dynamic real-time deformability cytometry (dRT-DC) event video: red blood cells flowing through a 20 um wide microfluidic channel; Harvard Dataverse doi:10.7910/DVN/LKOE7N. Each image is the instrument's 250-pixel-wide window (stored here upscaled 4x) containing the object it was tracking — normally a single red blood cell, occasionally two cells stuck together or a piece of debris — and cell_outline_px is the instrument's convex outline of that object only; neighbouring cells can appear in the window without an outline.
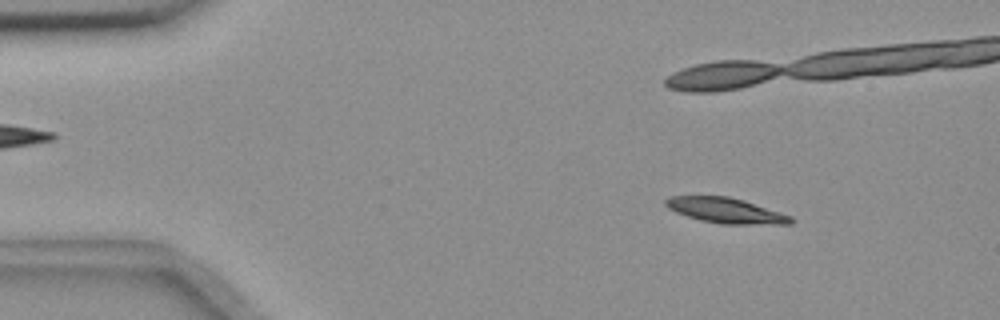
{"species": "common noctule bat (a hibernating species)", "species_latin": "Nyctalus noctula", "temperature_condition": "room temperature", "stored_images_in_passage": 23, "camera_frame_rate_fps": 3000, "um_per_image_px": 0.085, "animal": {"sex": "female", "body_mass_g": 18.4}, "frame": {"image": 1, "passage_image": 7, "time_ms": 2.0, "image_size_px": [1000, 320], "cell_outline_px": [[796, 220], [792, 224], [720, 224], [700, 220], [676, 212], [668, 208], [664, 204], [664, 200], [668, 196], [728, 196], [744, 200], [792, 216]], "centroid_in_image_um": [61.71, 17.89], "position_along_channel_um": 23.3, "area_um2": 18.55}}